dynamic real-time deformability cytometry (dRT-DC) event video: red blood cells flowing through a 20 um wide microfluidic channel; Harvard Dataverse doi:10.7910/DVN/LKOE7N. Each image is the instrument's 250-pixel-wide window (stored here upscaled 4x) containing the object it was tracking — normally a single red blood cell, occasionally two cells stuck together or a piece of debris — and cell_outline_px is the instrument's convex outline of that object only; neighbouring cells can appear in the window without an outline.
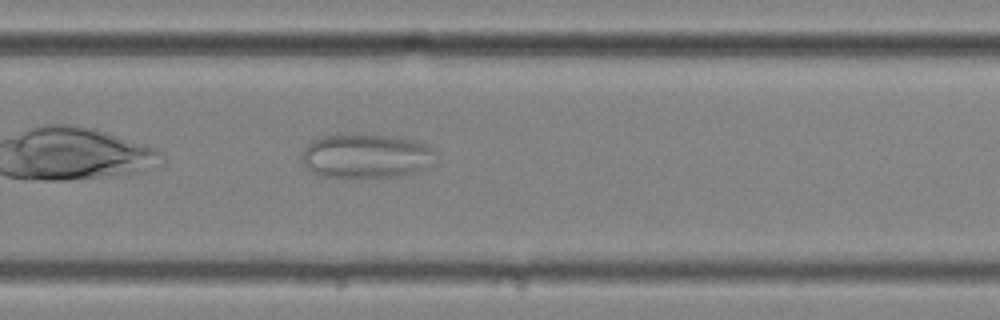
{"species": "common noctule bat (a hibernating species)", "species_latin": "Nyctalus noctula", "temperature_condition": "cold", "stored_images_in_passage": 35, "camera_frame_rate_fps": 3000, "um_per_image_px": 0.085, "animal": {"sex": "female", "body_mass_g": 25.1}, "frame": {"image": 1, "passage_image": 20, "time_ms": 6.333, "image_size_px": [1000, 320], "cell_outline_px": [[436, 152], [428, 168], [416, 172], [396, 176], [320, 176], [312, 172], [300, 160], [300, 156], [304, 148], [312, 140], [336, 132], [348, 132], [396, 136], [416, 140], [428, 144]], "centroid_in_image_um": [31.1, 13.2], "position_along_channel_um": 298.7, "area_um2": 35.2}}